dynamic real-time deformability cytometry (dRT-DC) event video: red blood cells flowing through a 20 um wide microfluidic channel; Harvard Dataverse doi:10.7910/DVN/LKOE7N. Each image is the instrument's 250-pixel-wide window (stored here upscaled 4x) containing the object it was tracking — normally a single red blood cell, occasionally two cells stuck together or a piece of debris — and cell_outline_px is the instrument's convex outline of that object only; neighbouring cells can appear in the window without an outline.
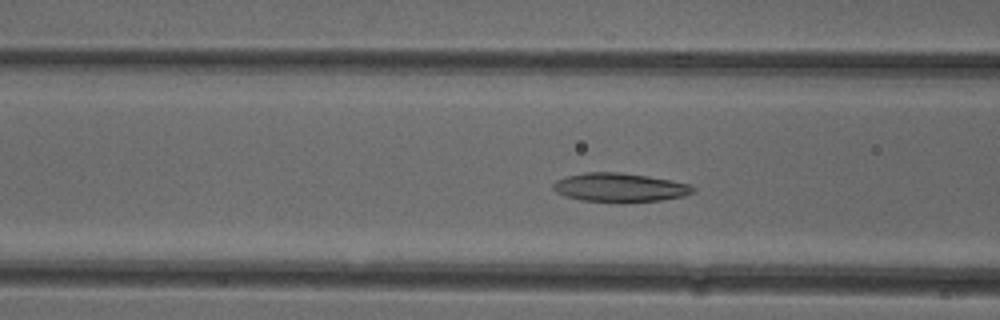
{"species": "common noctule bat (a hibernating species)", "species_latin": "Nyctalus noctula", "temperature_condition": "cold", "stored_images_in_passage": 50, "camera_frame_rate_fps": 3000, "um_per_image_px": 0.085, "animal": {"sex": "female"}, "frame": {"image": 1, "passage_image": 18, "time_ms": 5.667, "image_size_px": [1000, 320], "cell_outline_px": [[696, 192], [684, 196], [660, 200], [580, 200], [564, 196], [556, 192], [552, 188], [552, 184], [556, 180], [568, 176], [584, 172], [620, 172], [648, 176], [672, 180], [688, 184], [696, 188]], "centroid_in_image_um": [52.68, 15.9], "position_along_channel_um": 113.9, "area_um2": 22.95}}
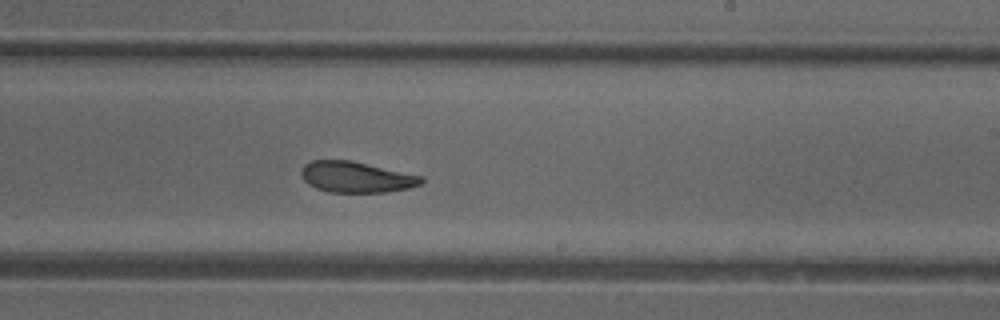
{"frame": {"image": 2, "passage_image": 29, "time_ms": 9.333, "image_size_px": [1000, 320], "cell_outline_px": [[424, 180], [420, 184], [408, 188], [384, 192], [328, 192], [316, 188], [308, 184], [300, 176], [300, 168], [304, 164], [312, 160], [348, 160], [424, 176]], "centroid_in_image_um": [30.23, 15.05], "position_along_channel_um": 258.8, "area_um2": 21.62}}
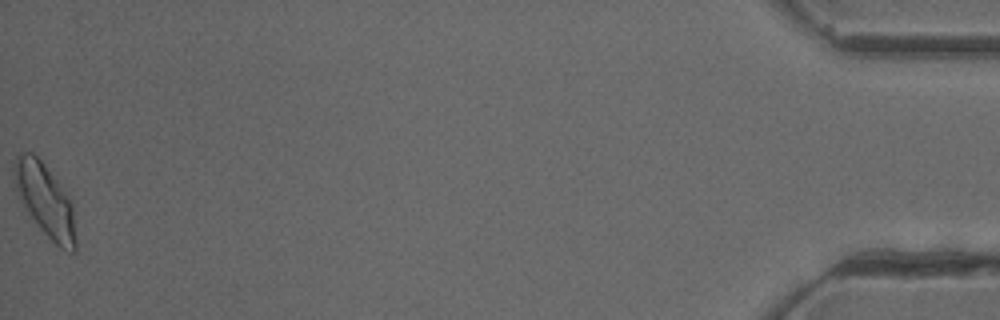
{"frame": {"image": 3, "passage_image": 50, "time_ms": 16.333, "image_size_px": [1000, 320], "cell_outline_px": [[76, 252], [72, 252], [60, 248], [40, 228], [24, 208], [20, 200], [12, 176], [12, 168], [16, 156], [20, 152], [32, 152], [44, 164], [68, 196], [72, 204], [76, 240]], "centroid_in_image_um": [3.81, 17.01], "position_along_channel_um": 431.4, "area_um2": 25.89}, "authors_computed_cell_mechanics": {"area_um2": 23.2067, "velocity_mm_per_s": 3.9499, "shape_relaxation_time_tau1_ms": 5.9034, "shape_relaxation_time_tau2_ms": 4.1004, "deformation_change_tau1": 0.1628, "deformation_change_tau2": 0.0876}}